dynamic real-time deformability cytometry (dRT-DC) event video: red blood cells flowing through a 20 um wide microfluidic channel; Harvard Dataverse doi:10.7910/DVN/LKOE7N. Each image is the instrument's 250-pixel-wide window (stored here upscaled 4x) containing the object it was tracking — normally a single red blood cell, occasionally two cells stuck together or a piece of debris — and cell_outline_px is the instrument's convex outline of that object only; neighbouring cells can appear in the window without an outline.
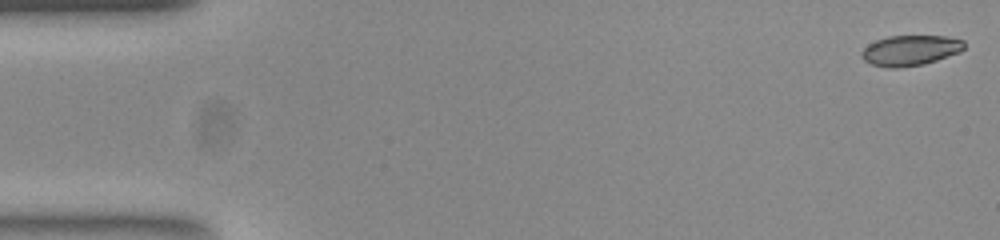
{"species": "common noctule bat (a hibernating species)", "species_latin": "Nyctalus noctula", "temperature_condition": "room temperature", "stored_images_in_passage": 53, "camera_frame_rate_fps": 3000, "um_per_image_px": 0.085, "animal": {"sex": "female", "body_mass_g": 23.0, "forearm_length_mm": 53.4}, "frame": {"image": 1, "passage_image": 1, "time_ms": 0.0, "image_size_px": [1000, 240], "cell_outline_px": [[964, 48], [960, 52], [924, 64], [896, 68], [888, 68], [872, 64], [864, 60], [860, 56], [860, 52], [868, 44], [876, 40], [888, 36], [944, 36], [964, 40]], "centroid_in_image_um": [77.35, 4.28], "position_along_channel_um": 7.7, "area_um2": 18.15}}
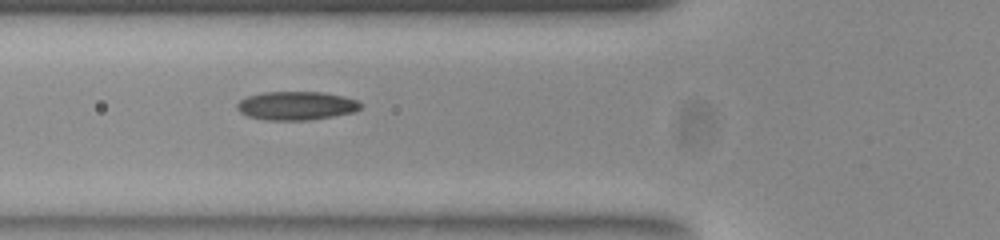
{"frame": {"image": 2, "passage_image": 19, "time_ms": 6.0, "image_size_px": [1000, 240], "cell_outline_px": [[364, 104], [356, 112], [308, 120], [268, 120], [248, 116], [240, 112], [236, 108], [236, 104], [240, 100], [248, 96], [260, 92], [320, 92], [344, 96], [356, 100]], "centroid_in_image_um": [25.19, 8.98], "position_along_channel_um": 100.6, "area_um2": 20.63}}
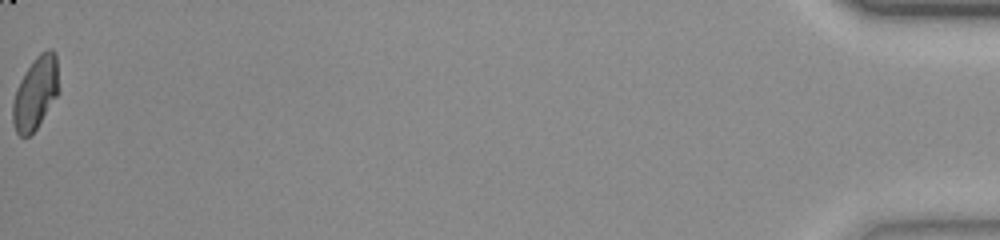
{"frame": {"image": 3, "passage_image": 53, "time_ms": 17.333, "image_size_px": [1000, 240], "cell_outline_px": [[56, 96], [36, 128], [28, 136], [20, 136], [16, 132], [12, 120], [12, 100], [16, 88], [24, 72], [36, 56], [40, 52], [48, 48], [52, 48], [56, 52]], "centroid_in_image_um": [2.96, 7.88], "position_along_channel_um": 432.2, "area_um2": 19.02}, "authors_computed_cell_mechanics": {"area_um2": 19.5364, "velocity_mm_per_s": 3.8668, "shape_relaxation_time_tau1_ms": null, "shape_relaxation_time_tau2_ms": 1.666, "deformation_change_tau1": null, "deformation_change_tau2": 0.0602}}